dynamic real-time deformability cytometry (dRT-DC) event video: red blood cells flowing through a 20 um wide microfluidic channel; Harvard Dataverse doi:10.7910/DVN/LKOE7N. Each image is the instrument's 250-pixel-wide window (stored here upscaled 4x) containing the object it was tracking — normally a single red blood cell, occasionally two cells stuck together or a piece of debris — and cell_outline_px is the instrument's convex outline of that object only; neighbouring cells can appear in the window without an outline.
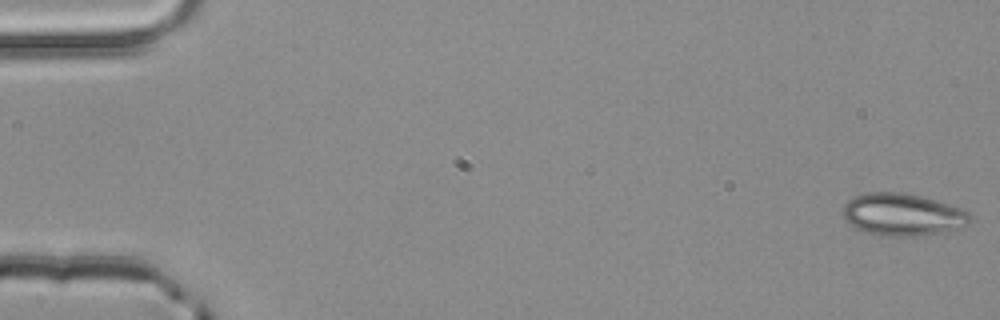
{"species": "common noctule bat (a hibernating species)", "species_latin": "Nyctalus noctula", "temperature_condition": "room temperature", "stored_images_in_passage": 54, "camera_frame_rate_fps": 3000, "um_per_image_px": 0.085, "animal": {"sex": "male", "body_mass_g": 20.4}, "frame": {"image": 1, "passage_image": 1, "time_ms": 0.0, "image_size_px": [1000, 320], "cell_outline_px": [[972, 220], [968, 224], [956, 228], [940, 232], [912, 236], [880, 236], [864, 232], [848, 224], [840, 216], [844, 204], [852, 196], [864, 192], [904, 192], [936, 200], [960, 208], [968, 212], [972, 216]], "centroid_in_image_um": [76.63, 18.23], "position_along_channel_um": 8.4, "area_um2": 31.67}}
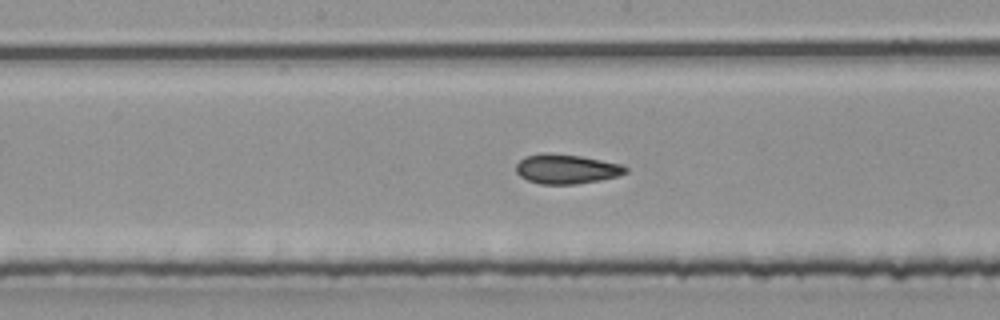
{"frame": {"image": 2, "passage_image": 28, "time_ms": 9.0, "image_size_px": [1000, 320], "cell_outline_px": [[628, 172], [616, 176], [600, 180], [576, 184], [540, 184], [528, 180], [520, 176], [516, 172], [516, 164], [524, 156], [544, 152], [580, 156], [620, 164], [628, 168]], "centroid_in_image_um": [48.11, 14.36], "position_along_channel_um": 200.1, "area_um2": 18.79}}
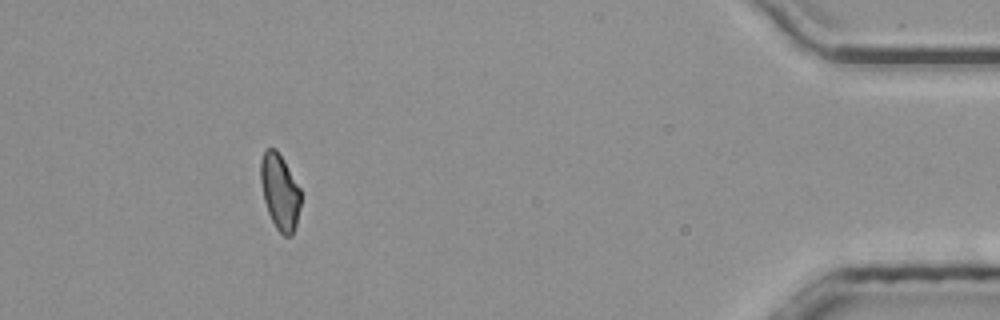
{"frame": {"image": 3, "passage_image": 49, "time_ms": 16.0, "image_size_px": [1000, 320], "cell_outline_px": [[300, 208], [296, 224], [292, 236], [284, 236], [276, 228], [268, 212], [264, 200], [260, 180], [260, 160], [264, 152], [268, 148], [276, 148], [284, 160], [300, 188]], "centroid_in_image_um": [23.78, 16.29], "position_along_channel_um": 411.4, "area_um2": 17.69}, "authors_computed_cell_mechanics": {"area_um2": 18.9584, "velocity_mm_per_s": 3.9246, "shape_relaxation_time_tau1_ms": null, "shape_relaxation_time_tau2_ms": 1.8302, "deformation_change_tau1": null, "deformation_change_tau2": 0.0715}}